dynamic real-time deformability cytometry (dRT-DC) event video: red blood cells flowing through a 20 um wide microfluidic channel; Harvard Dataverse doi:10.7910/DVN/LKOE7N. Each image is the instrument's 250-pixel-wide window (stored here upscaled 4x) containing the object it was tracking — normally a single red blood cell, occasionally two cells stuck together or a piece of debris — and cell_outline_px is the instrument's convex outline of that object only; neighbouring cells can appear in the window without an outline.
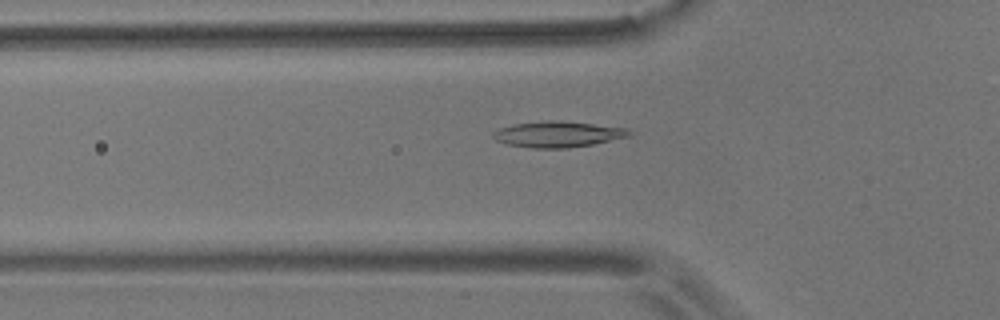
{"species": "common noctule bat (a hibernating species)", "species_latin": "Nyctalus noctula", "temperature_condition": "room temperature", "stored_images_in_passage": 48, "camera_frame_rate_fps": 3000, "um_per_image_px": 0.085, "animal": {"sex": "male", "body_mass_g": 17.9}, "frame": {"image": 1, "passage_image": 18, "time_ms": 5.667, "image_size_px": [1000, 320], "cell_outline_px": [[636, 132], [632, 136], [592, 144], [568, 148], [532, 148], [508, 144], [496, 140], [492, 136], [492, 132], [500, 128], [512, 124], [548, 120], [560, 120], [628, 128]], "centroid_in_image_um": [47.47, 11.4], "position_along_channel_um": 78.3, "area_um2": 20.75}}
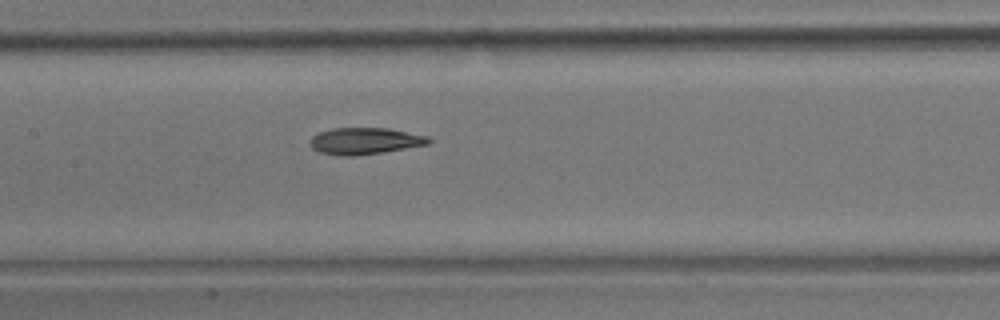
{"frame": {"image": 2, "passage_image": 26, "time_ms": 8.333, "image_size_px": [1000, 320], "cell_outline_px": [[432, 140], [428, 144], [380, 152], [352, 156], [344, 156], [320, 152], [312, 148], [312, 136], [320, 132], [332, 128], [388, 128], [428, 136]], "centroid_in_image_um": [31.02, 11.97], "position_along_channel_um": 176.4, "area_um2": 18.03}}
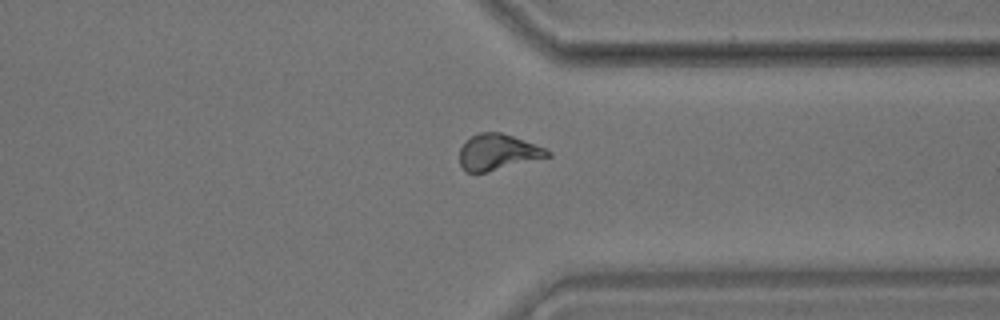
{"frame": {"image": 3, "passage_image": 42, "time_ms": 13.667, "image_size_px": [1000, 320], "cell_outline_px": [[552, 156], [488, 172], [464, 172], [460, 164], [460, 148], [472, 136], [480, 132], [500, 132], [512, 136], [544, 148], [552, 152]], "centroid_in_image_um": [42.32, 12.95], "position_along_channel_um": 369.1, "area_um2": 18.26}, "authors_computed_cell_mechanics": {"area_um2": 18.9006, "velocity_mm_per_s": 3.6391, "shape_relaxation_time_tau1_ms": 10.9733, "shape_relaxation_time_tau2_ms": 2.7702, "deformation_change_tau1": 0.2299, "deformation_change_tau2": 0.0859}}